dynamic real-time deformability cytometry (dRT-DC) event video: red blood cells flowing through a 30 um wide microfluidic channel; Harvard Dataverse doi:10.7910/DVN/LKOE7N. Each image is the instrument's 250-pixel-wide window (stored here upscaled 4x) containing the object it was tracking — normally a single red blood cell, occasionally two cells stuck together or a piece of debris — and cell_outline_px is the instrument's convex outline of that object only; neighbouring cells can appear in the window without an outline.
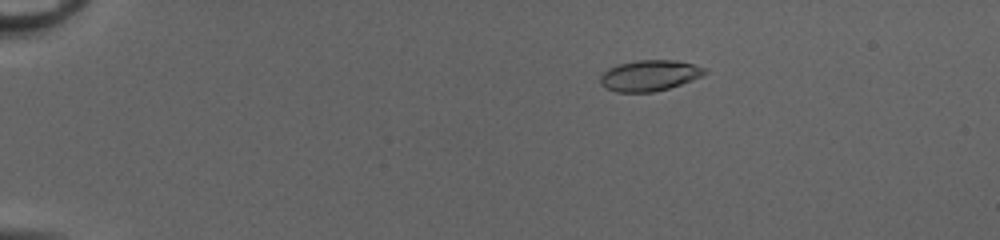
{"species": "common noctule bat (a hibernating species)", "species_latin": "Nyctalus noctula", "temperature_condition": "cold", "stored_images_in_passage": 52, "camera_frame_rate_fps": 3000, "um_per_image_px": 0.085, "animal": {"sex": "female", "body_mass_g": 20.0, "forearm_length_mm": 54.0}, "frame": {"image": 1, "passage_image": 11, "time_ms": 3.333, "image_size_px": [1000, 240], "cell_outline_px": [[708, 72], [692, 80], [668, 88], [652, 92], [616, 92], [604, 88], [600, 84], [600, 76], [608, 68], [620, 64], [636, 60], [676, 60], [708, 68]], "centroid_in_image_um": [55.19, 6.42], "position_along_channel_um": 29.8, "area_um2": 18.79}}
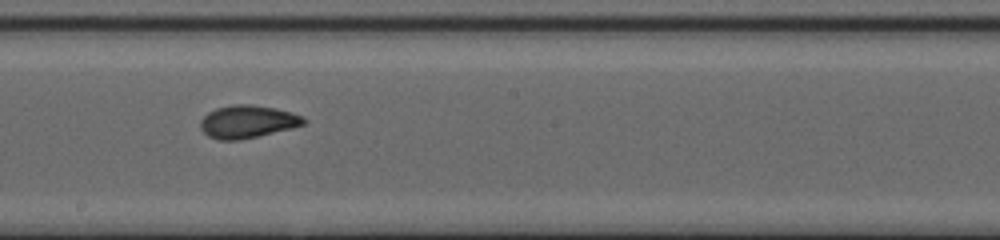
{"frame": {"image": 2, "passage_image": 32, "time_ms": 10.333, "image_size_px": [1000, 240], "cell_outline_px": [[308, 120], [304, 124], [292, 128], [240, 140], [216, 140], [208, 136], [200, 128], [200, 120], [208, 112], [216, 108], [232, 104], [252, 104], [276, 108], [292, 112], [304, 116]], "centroid_in_image_um": [21.05, 10.33], "position_along_channel_um": 227.2, "area_um2": 19.94}}
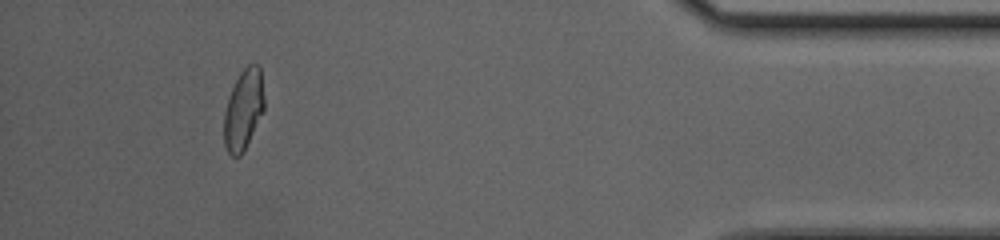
{"frame": {"image": 3, "passage_image": 49, "time_ms": 16.0, "image_size_px": [1000, 240], "cell_outline_px": [[264, 108], [244, 152], [240, 156], [232, 156], [228, 152], [224, 144], [224, 112], [232, 88], [240, 72], [248, 64], [260, 64], [264, 96]], "centroid_in_image_um": [20.7, 9.31], "position_along_channel_um": 414.5, "area_um2": 18.79}, "authors_computed_cell_mechanics": {"area_um2": 19.0162, "velocity_mm_per_s": 4.151, "shape_relaxation_time_tau1_ms": 7.5446, "shape_relaxation_time_tau2_ms": 1.3994, "deformation_change_tau1": 0.2419, "deformation_change_tau2": 0.0601}}